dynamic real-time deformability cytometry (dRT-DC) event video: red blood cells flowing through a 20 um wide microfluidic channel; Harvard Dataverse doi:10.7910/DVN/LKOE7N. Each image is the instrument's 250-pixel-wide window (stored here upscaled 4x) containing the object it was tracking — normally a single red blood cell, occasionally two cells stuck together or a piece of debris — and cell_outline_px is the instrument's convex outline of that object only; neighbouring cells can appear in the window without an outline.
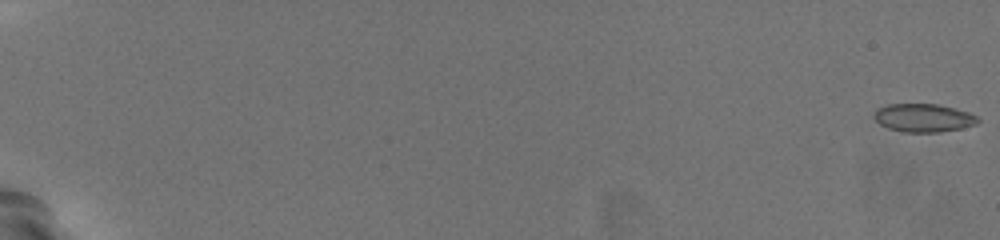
{"species": "common noctule bat (a hibernating species)", "species_latin": "Nyctalus noctula", "temperature_condition": "warm", "stored_images_in_passage": 60, "camera_frame_rate_fps": 3000, "um_per_image_px": 0.085, "animal": {"sex": "female", "body_mass_g": 19.5, "forearm_length_mm": 54.1}, "frame": {"image": 1, "passage_image": 1, "time_ms": 0.0, "image_size_px": [1000, 240], "cell_outline_px": [[980, 120], [976, 124], [960, 128], [940, 132], [904, 132], [888, 128], [880, 124], [872, 116], [876, 108], [888, 104], [936, 104], [968, 112], [976, 116]], "centroid_in_image_um": [78.45, 10.01], "position_along_channel_um": 6.6, "area_um2": 16.99}}
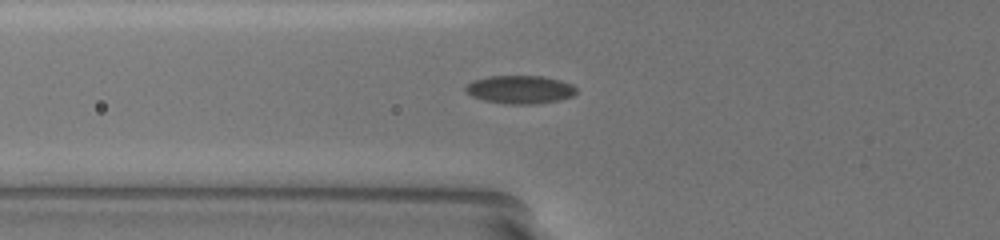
{"frame": {"image": 2, "passage_image": 26, "time_ms": 8.333, "image_size_px": [1000, 240], "cell_outline_px": [[576, 92], [572, 96], [556, 100], [536, 104], [508, 104], [484, 100], [472, 96], [464, 92], [464, 88], [472, 80], [492, 76], [544, 76], [560, 80], [572, 84], [576, 88]], "centroid_in_image_um": [44.18, 7.6], "position_along_channel_um": 81.6, "area_um2": 18.15}}
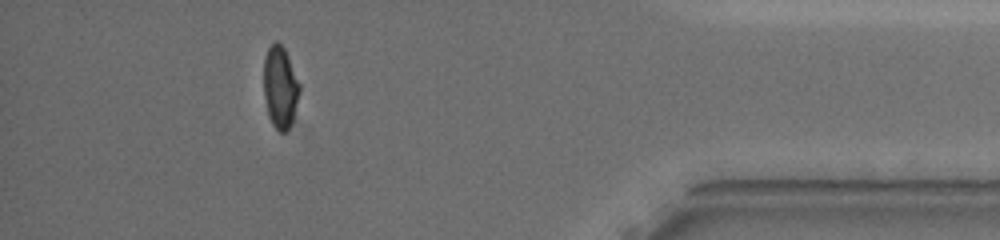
{"frame": {"image": 3, "passage_image": 55, "time_ms": 18.0, "image_size_px": [1000, 240], "cell_outline_px": [[300, 92], [292, 120], [288, 128], [284, 132], [280, 132], [272, 124], [268, 112], [264, 96], [264, 56], [268, 48], [276, 40], [284, 48], [288, 56], [300, 84]], "centroid_in_image_um": [23.81, 7.38], "position_along_channel_um": 411.4, "area_um2": 16.94}, "authors_computed_cell_mechanics": {"area_um2": 17.5712, "velocity_mm_per_s": 3.7977, "shape_relaxation_time_tau1_ms": 5.8653, "shape_relaxation_time_tau2_ms": 0.9347, "deformation_change_tau1": 0.1414, "deformation_change_tau2": 0.0453}}